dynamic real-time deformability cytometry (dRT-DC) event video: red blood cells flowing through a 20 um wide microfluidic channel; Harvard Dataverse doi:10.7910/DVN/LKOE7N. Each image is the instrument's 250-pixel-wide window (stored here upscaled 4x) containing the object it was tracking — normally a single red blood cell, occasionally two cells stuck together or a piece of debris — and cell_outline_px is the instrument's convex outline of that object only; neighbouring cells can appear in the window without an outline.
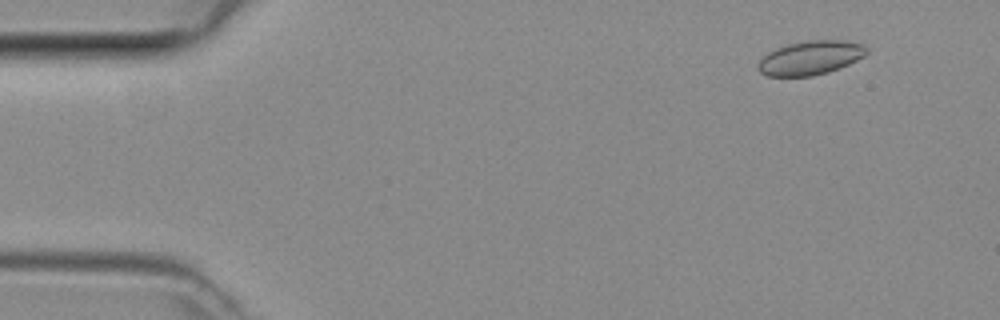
{"species": "common noctule bat (a hibernating species)", "species_latin": "Nyctalus noctula", "temperature_condition": "room temperature", "stored_images_in_passage": 48, "camera_frame_rate_fps": 3000, "um_per_image_px": 0.085, "animal": {"sex": "female", "body_mass_g": 29.2, "forearm_length_mm": 56.3}, "frame": {"image": 1, "passage_image": 5, "time_ms": 1.333, "image_size_px": [1000, 320], "cell_outline_px": [[868, 52], [864, 56], [848, 64], [828, 72], [812, 76], [768, 76], [760, 72], [760, 60], [768, 52], [776, 48], [788, 44], [812, 40], [848, 40], [864, 44], [868, 48]], "centroid_in_image_um": [68.94, 4.9], "position_along_channel_um": 16.1, "area_um2": 21.33}}
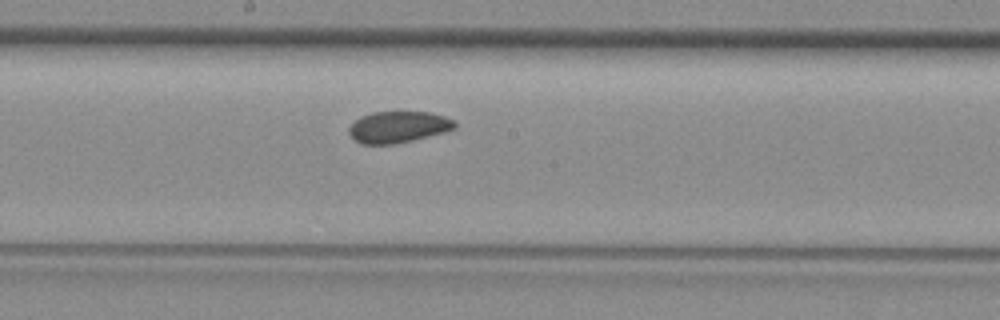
{"frame": {"image": 2, "passage_image": 26, "time_ms": 8.333, "image_size_px": [1000, 320], "cell_outline_px": [[456, 128], [444, 132], [412, 140], [392, 144], [360, 144], [352, 140], [348, 132], [348, 128], [360, 116], [372, 112], [428, 112], [444, 116], [456, 120]], "centroid_in_image_um": [33.82, 10.8], "position_along_channel_um": 214.4, "area_um2": 19.48}}
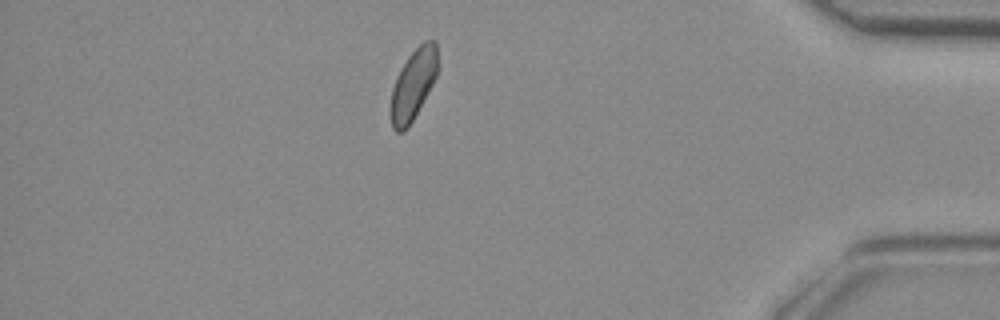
{"frame": {"image": 3, "passage_image": 42, "time_ms": 13.667, "image_size_px": [1000, 320], "cell_outline_px": [[436, 76], [432, 84], [412, 120], [404, 132], [396, 132], [392, 128], [388, 112], [392, 88], [400, 68], [408, 56], [424, 40], [436, 40]], "centroid_in_image_um": [35.06, 7.22], "position_along_channel_um": 400.1, "area_um2": 19.19}}